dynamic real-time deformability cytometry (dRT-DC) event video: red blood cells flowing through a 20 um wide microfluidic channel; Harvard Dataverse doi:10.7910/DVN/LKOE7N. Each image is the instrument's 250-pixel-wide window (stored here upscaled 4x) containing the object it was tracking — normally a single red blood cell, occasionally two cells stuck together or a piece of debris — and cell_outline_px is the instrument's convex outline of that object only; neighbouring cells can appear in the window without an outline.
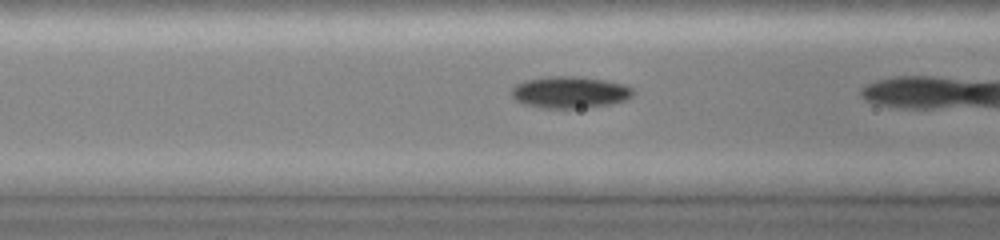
{"species": "common noctule bat (a hibernating species)", "species_latin": "Nyctalus noctula", "temperature_condition": "cold", "stored_images_in_passage": 34, "camera_frame_rate_fps": 3000, "um_per_image_px": 0.085, "animal": {"sex": "female", "body_mass_g": 19.0, "forearm_length_mm": 51.5}, "frame": {"image": 1, "passage_image": 14, "time_ms": 4.333, "image_size_px": [1000, 240], "cell_outline_px": [[636, 92], [632, 96], [624, 100], [608, 104], [576, 108], [544, 108], [524, 104], [516, 100], [512, 96], [512, 88], [516, 84], [524, 80], [548, 76], [572, 76], [604, 80], [624, 84], [632, 88]], "centroid_in_image_um": [48.42, 7.83], "position_along_channel_um": 118.2, "area_um2": 22.31}}
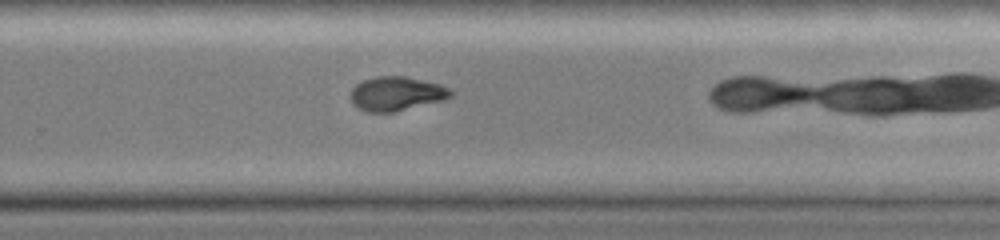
{"frame": {"image": 2, "passage_image": 27, "time_ms": 8.667, "image_size_px": [1000, 240], "cell_outline_px": [[452, 96], [444, 100], [392, 112], [368, 112], [356, 108], [352, 104], [348, 96], [352, 88], [356, 84], [364, 80], [376, 76], [404, 76], [440, 84], [448, 88], [452, 92]], "centroid_in_image_um": [33.64, 7.97], "position_along_channel_um": 296.2, "area_um2": 20.0}}
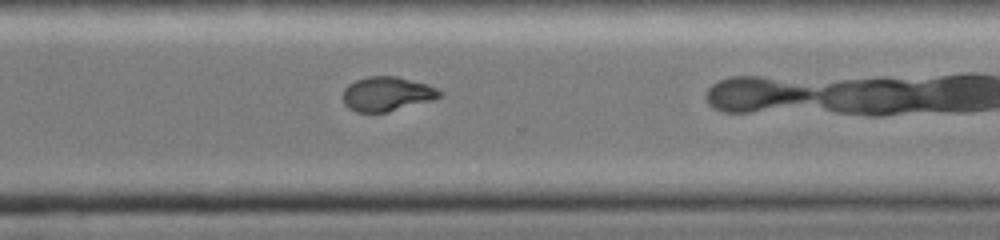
{"frame": {"image": 3, "passage_image": 30, "time_ms": 9.667, "image_size_px": [1000, 240], "cell_outline_px": [[444, 96], [432, 100], [388, 112], [356, 112], [348, 108], [344, 104], [344, 88], [348, 84], [356, 80], [368, 76], [396, 76], [428, 84], [444, 92]], "centroid_in_image_um": [32.92, 7.98], "position_along_channel_um": 337.7, "area_um2": 19.48}}